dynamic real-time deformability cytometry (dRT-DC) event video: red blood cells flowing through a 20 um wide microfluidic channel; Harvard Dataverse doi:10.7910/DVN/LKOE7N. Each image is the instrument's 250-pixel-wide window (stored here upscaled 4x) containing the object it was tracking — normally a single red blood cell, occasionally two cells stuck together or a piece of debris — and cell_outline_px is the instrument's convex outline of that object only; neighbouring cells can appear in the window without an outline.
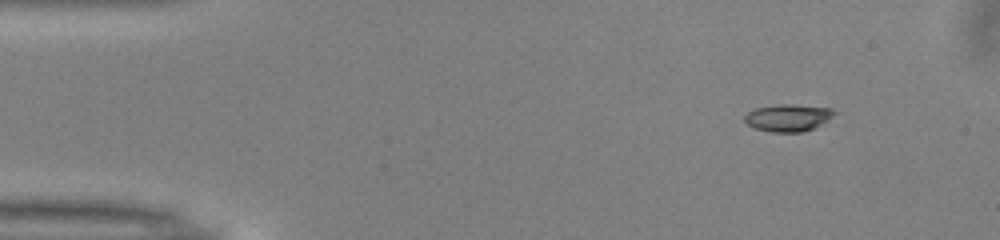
{"species": "common noctule bat (a hibernating species)", "species_latin": "Nyctalus noctula", "temperature_condition": "warm", "stored_images_in_passage": 46, "camera_frame_rate_fps": 3000, "um_per_image_px": 0.085, "animal": {"sex": "male", "body_mass_g": 13.0, "forearm_length_mm": 53.1}, "frame": {"image": 1, "passage_image": 1, "time_ms": 0.0, "image_size_px": [1000, 240], "cell_outline_px": [[836, 112], [828, 120], [816, 128], [800, 132], [768, 132], [756, 128], [748, 124], [744, 120], [744, 116], [748, 112], [756, 108], [780, 104], [796, 104], [832, 108]], "centroid_in_image_um": [67.01, 10.0], "position_along_channel_um": 18.0, "area_um2": 14.28}}
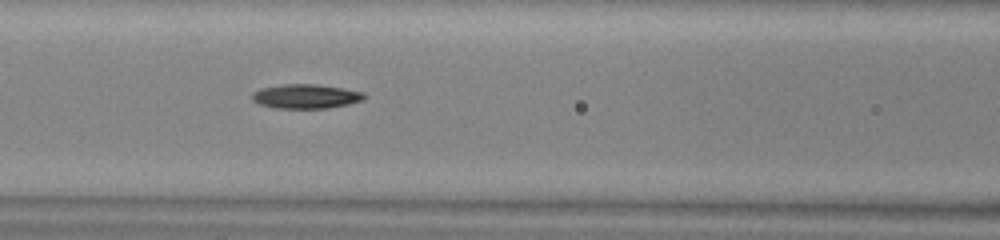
{"frame": {"image": 2, "passage_image": 17, "time_ms": 5.333, "image_size_px": [1000, 240], "cell_outline_px": [[368, 96], [364, 100], [348, 104], [328, 108], [276, 108], [260, 104], [252, 100], [252, 92], [260, 88], [280, 84], [316, 84], [344, 88], [364, 92]], "centroid_in_image_um": [26.02, 8.18], "position_along_channel_um": 140.6, "area_um2": 16.07}}
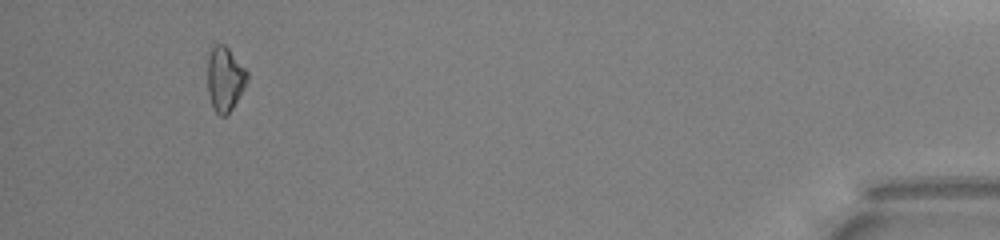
{"frame": {"image": 3, "passage_image": 43, "time_ms": 14.0, "image_size_px": [1000, 240], "cell_outline_px": [[248, 80], [244, 88], [228, 116], [220, 116], [212, 108], [208, 92], [208, 56], [212, 48], [216, 44], [224, 44], [228, 48], [248, 72]], "centroid_in_image_um": [19.12, 6.75], "position_along_channel_um": 416.1, "area_um2": 14.91}, "authors_computed_cell_mechanics": {"area_um2": 14.9124, "velocity_mm_per_s": 4.0525, "shape_relaxation_time_tau1_ms": 5.6825, "shape_relaxation_time_tau2_ms": null, "deformation_change_tau1": 0.1525, "deformation_change_tau2": null}}